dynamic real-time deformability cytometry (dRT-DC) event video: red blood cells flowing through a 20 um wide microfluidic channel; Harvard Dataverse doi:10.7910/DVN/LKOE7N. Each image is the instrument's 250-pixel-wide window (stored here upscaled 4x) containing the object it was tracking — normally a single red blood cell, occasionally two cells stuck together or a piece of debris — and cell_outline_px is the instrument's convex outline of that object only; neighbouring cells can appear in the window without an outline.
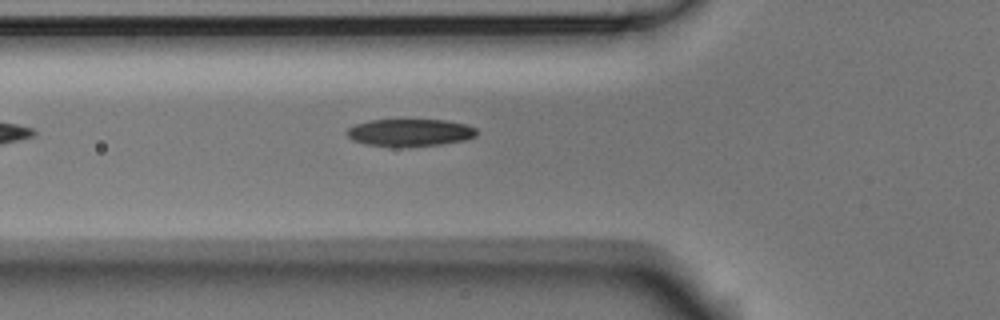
{"species": "Egyptian fruit bat (a non-hibernating species)", "species_latin": "Rousettus aegyptiacus", "temperature_condition": "room temperature", "stored_images_in_passage": 3, "camera_frame_rate_fps": 3000, "um_per_image_px": 0.085, "animal": {"sex": "male"}, "frame": {"image": 1, "passage_image": 3, "time_ms": 0.667, "image_size_px": [1000, 320], "cell_outline_px": [[476, 136], [468, 140], [440, 144], [400, 148], [396, 148], [364, 144], [352, 140], [344, 132], [348, 128], [356, 124], [368, 120], [444, 120], [464, 124], [476, 128]], "centroid_in_image_um": [34.8, 11.29], "position_along_channel_um": 91.0, "area_um2": 21.04}}